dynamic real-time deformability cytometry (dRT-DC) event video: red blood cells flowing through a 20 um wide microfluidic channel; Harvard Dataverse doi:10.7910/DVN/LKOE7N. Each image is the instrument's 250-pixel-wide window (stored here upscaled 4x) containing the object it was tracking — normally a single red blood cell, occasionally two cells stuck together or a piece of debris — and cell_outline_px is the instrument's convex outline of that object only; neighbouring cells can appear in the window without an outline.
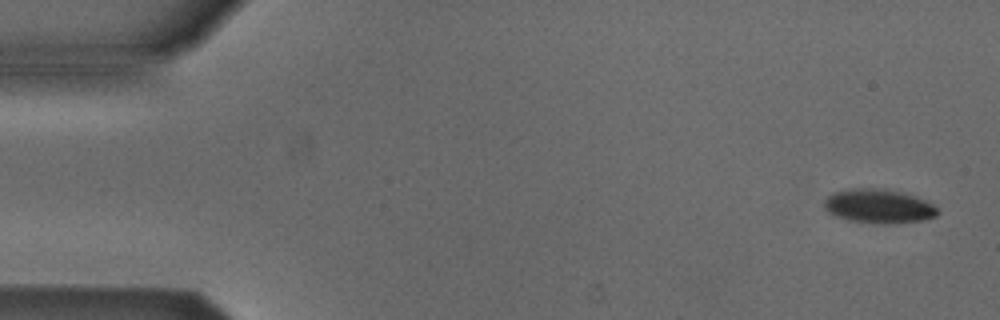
{"species": "Egyptian fruit bat (a non-hibernating species)", "species_latin": "Rousettus aegyptiacus", "temperature_condition": "cold", "stored_images_in_passage": 4, "camera_frame_rate_fps": 3000, "um_per_image_px": 0.085, "animal": {"sex": "male"}, "frame": {"image": 1, "passage_image": 1, "time_ms": 0.0, "image_size_px": [1000, 320], "cell_outline_px": [[940, 212], [936, 216], [924, 220], [888, 224], [884, 224], [848, 220], [836, 216], [828, 212], [824, 208], [824, 200], [832, 192], [848, 188], [884, 188], [908, 192], [940, 208]], "centroid_in_image_um": [74.71, 17.5], "position_along_channel_um": 10.3, "area_um2": 23.0}}
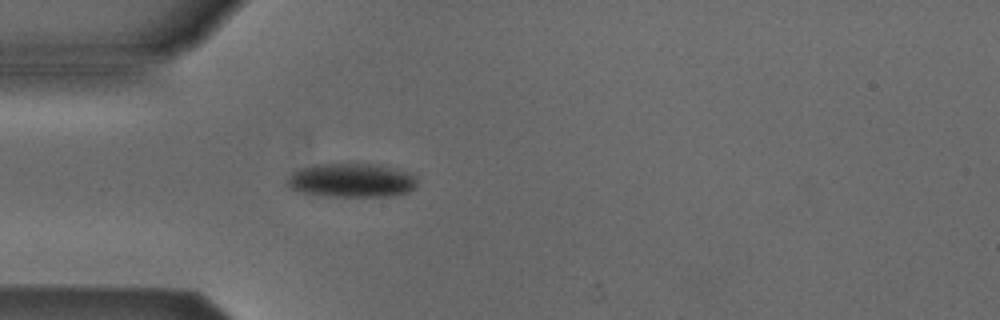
{"frame": {"image": 2, "passage_image": 4, "time_ms": 4.333, "image_size_px": [1000, 320], "cell_outline_px": [[416, 184], [408, 192], [388, 196], [328, 196], [300, 192], [288, 188], [284, 184], [284, 180], [292, 172], [300, 168], [316, 164], [380, 164], [416, 176]], "centroid_in_image_um": [29.78, 15.33], "position_along_channel_um": 55.2, "area_um2": 25.72}}